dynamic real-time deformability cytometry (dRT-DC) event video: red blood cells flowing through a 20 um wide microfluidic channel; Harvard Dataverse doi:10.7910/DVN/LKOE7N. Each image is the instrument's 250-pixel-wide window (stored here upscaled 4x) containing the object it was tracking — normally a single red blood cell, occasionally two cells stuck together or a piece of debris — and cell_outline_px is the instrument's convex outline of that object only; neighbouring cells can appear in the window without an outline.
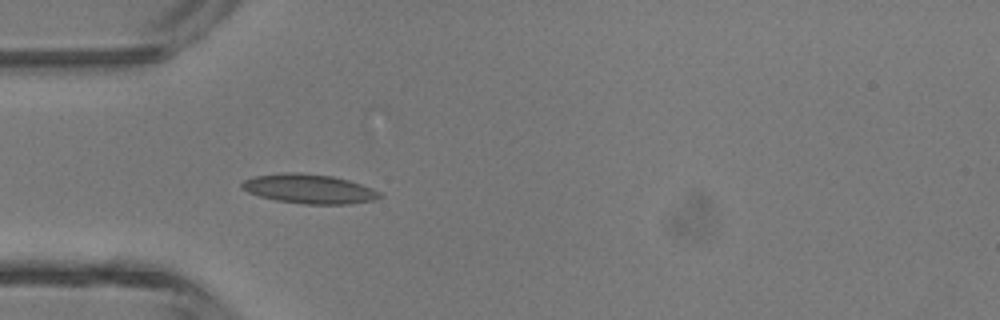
{"species": "common noctule bat (a hibernating species)", "species_latin": "Nyctalus noctula", "temperature_condition": "room temperature", "stored_images_in_passage": 3, "camera_frame_rate_fps": 3000, "um_per_image_px": 0.085, "animal": {"sex": "male", "body_mass_g": 13.3}, "frame": {"image": 1, "passage_image": 3, "time_ms": 2.333, "image_size_px": [1000, 320], "cell_outline_px": [[384, 196], [376, 200], [348, 204], [304, 204], [276, 200], [260, 196], [248, 192], [240, 188], [240, 184], [244, 180], [252, 176], [280, 172], [296, 172], [332, 176], [348, 180], [372, 188], [380, 192]], "centroid_in_image_um": [26.26, 16.05], "position_along_channel_um": 58.7, "area_um2": 23.76}}